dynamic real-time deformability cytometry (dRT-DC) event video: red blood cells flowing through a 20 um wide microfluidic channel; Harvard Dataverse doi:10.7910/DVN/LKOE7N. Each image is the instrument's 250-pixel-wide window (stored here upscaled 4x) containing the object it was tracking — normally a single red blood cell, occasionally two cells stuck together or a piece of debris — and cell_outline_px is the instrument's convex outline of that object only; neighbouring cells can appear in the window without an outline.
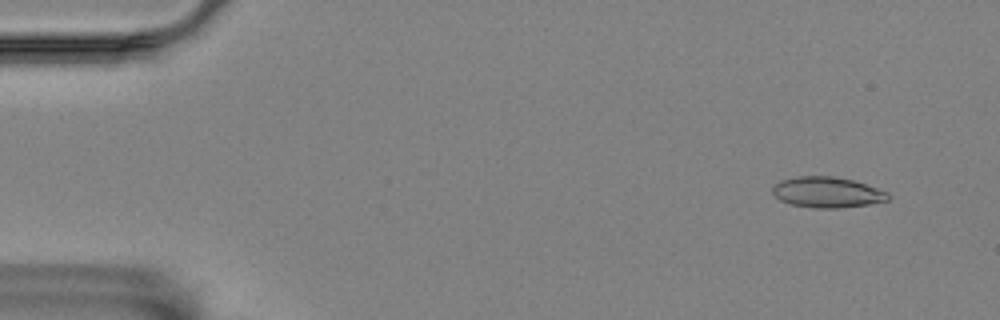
{"species": "Egyptian fruit bat (a non-hibernating species)", "species_latin": "Rousettus aegyptiacus", "temperature_condition": "room temperature", "stored_images_in_passage": 56, "camera_frame_rate_fps": 3000, "um_per_image_px": 0.085, "animal": {"sex": "female"}, "frame": {"image": 1, "passage_image": 4, "time_ms": 1.0, "image_size_px": [1000, 320], "cell_outline_px": [[888, 200], [868, 204], [840, 208], [812, 208], [792, 204], [780, 200], [772, 192], [772, 188], [780, 180], [796, 176], [832, 176], [852, 180], [888, 192]], "centroid_in_image_um": [70.27, 16.34], "position_along_channel_um": 14.7, "area_um2": 20.46}}
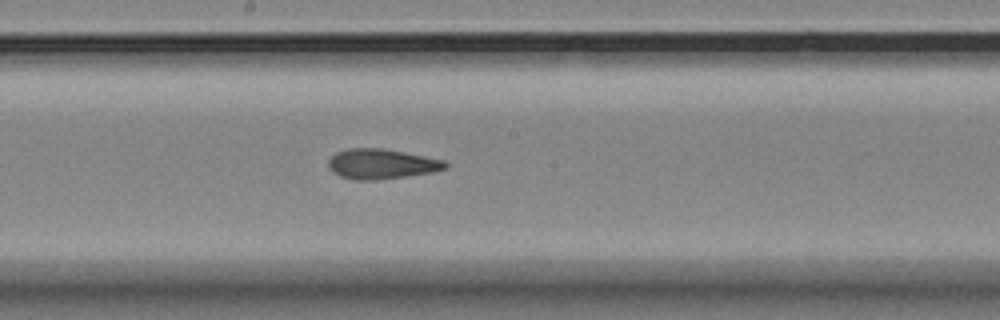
{"frame": {"image": 2, "passage_image": 30, "time_ms": 9.667, "image_size_px": [1000, 320], "cell_outline_px": [[448, 168], [436, 172], [376, 180], [352, 180], [340, 176], [332, 172], [328, 168], [328, 160], [336, 152], [348, 148], [380, 148], [404, 152], [444, 160], [448, 164]], "centroid_in_image_um": [32.42, 13.94], "position_along_channel_um": 215.8, "area_um2": 20.63}}
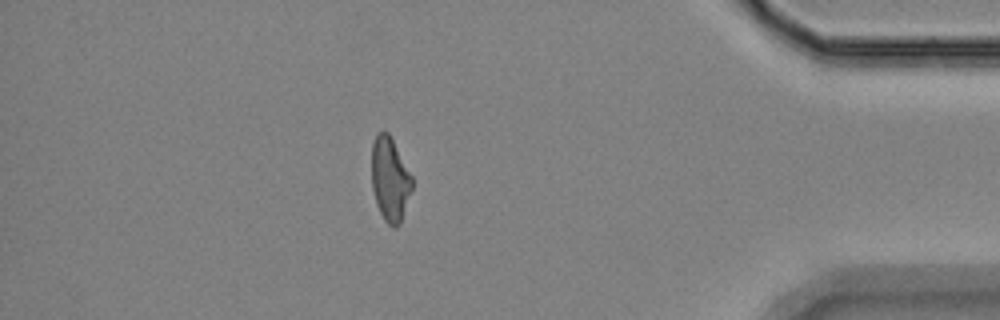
{"frame": {"image": 3, "passage_image": 49, "time_ms": 16.0, "image_size_px": [1000, 320], "cell_outline_px": [[412, 188], [400, 224], [396, 228], [392, 228], [384, 220], [376, 204], [372, 188], [372, 144], [376, 136], [380, 132], [388, 132], [412, 176]], "centroid_in_image_um": [33.14, 15.28], "position_along_channel_um": 402.1, "area_um2": 19.59}, "authors_computed_cell_mechanics": {"area_um2": 20.4612, "velocity_mm_per_s": 3.5406, "shape_relaxation_time_tau1_ms": null, "shape_relaxation_time_tau2_ms": 3.0091, "deformation_change_tau1": null, "deformation_change_tau2": 0.1206}}